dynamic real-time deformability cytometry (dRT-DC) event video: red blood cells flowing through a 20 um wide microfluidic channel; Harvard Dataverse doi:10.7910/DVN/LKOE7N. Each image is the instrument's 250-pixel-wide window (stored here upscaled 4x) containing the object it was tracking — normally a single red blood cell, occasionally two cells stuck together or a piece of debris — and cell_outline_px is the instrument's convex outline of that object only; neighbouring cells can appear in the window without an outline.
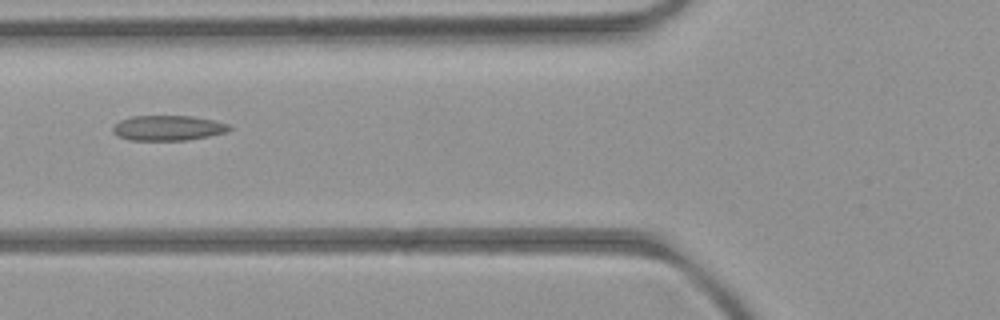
{"species": "common noctule bat (a hibernating species)", "species_latin": "Nyctalus noctula", "temperature_condition": "room temperature", "stored_images_in_passage": 3, "camera_frame_rate_fps": 3000, "um_per_image_px": 0.085, "animal": {"sex": "female", "body_mass_g": 21.9}, "frame": {"image": 1, "passage_image": 2, "time_ms": 1.0, "image_size_px": [1000, 320], "cell_outline_px": [[232, 128], [224, 132], [208, 136], [188, 140], [128, 140], [112, 132], [112, 128], [120, 120], [132, 116], [192, 116], [212, 120], [228, 124]], "centroid_in_image_um": [14.25, 10.88], "position_along_channel_um": 111.5, "area_um2": 16.88}}
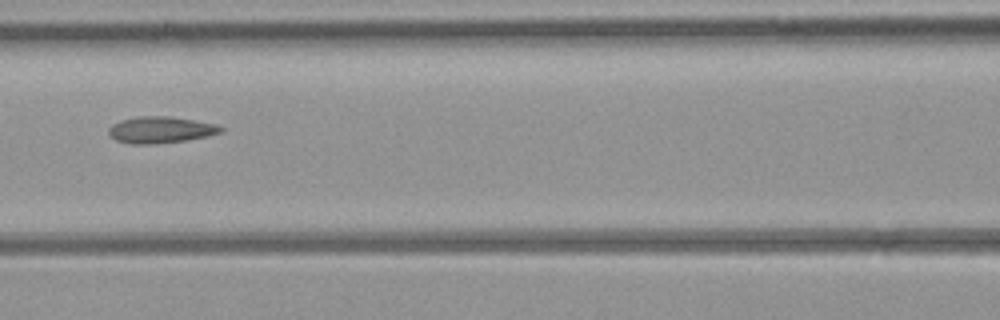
{"frame": {"image": 2, "passage_image": 3, "time_ms": 2.0, "image_size_px": [1000, 320], "cell_outline_px": [[224, 128], [220, 132], [204, 136], [184, 140], [152, 144], [132, 144], [116, 140], [108, 132], [108, 128], [112, 124], [120, 120], [136, 116], [168, 116], [216, 124]], "centroid_in_image_um": [13.59, 11.02], "position_along_channel_um": 153.0, "area_um2": 17.05}}